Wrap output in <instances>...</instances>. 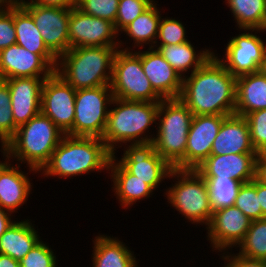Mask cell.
Returning a JSON list of instances; mask_svg holds the SVG:
<instances>
[{"mask_svg":"<svg viewBox=\"0 0 266 267\" xmlns=\"http://www.w3.org/2000/svg\"><path fill=\"white\" fill-rule=\"evenodd\" d=\"M212 57L192 74L183 77L179 99L194 116L232 115L236 105V77Z\"/></svg>","mask_w":266,"mask_h":267,"instance_id":"obj_1","label":"cell"},{"mask_svg":"<svg viewBox=\"0 0 266 267\" xmlns=\"http://www.w3.org/2000/svg\"><path fill=\"white\" fill-rule=\"evenodd\" d=\"M112 156L101 138L64 135L39 173L42 172L44 178L56 176L67 179L93 171L108 172Z\"/></svg>","mask_w":266,"mask_h":267,"instance_id":"obj_2","label":"cell"},{"mask_svg":"<svg viewBox=\"0 0 266 267\" xmlns=\"http://www.w3.org/2000/svg\"><path fill=\"white\" fill-rule=\"evenodd\" d=\"M159 103L113 98L111 106L114 109H109L106 129L101 138L112 154L116 153V148L127 143L153 142L156 134H151L148 129L153 124L157 126Z\"/></svg>","mask_w":266,"mask_h":267,"instance_id":"obj_3","label":"cell"},{"mask_svg":"<svg viewBox=\"0 0 266 267\" xmlns=\"http://www.w3.org/2000/svg\"><path fill=\"white\" fill-rule=\"evenodd\" d=\"M119 46L76 47L57 58L55 73L75 90L110 85Z\"/></svg>","mask_w":266,"mask_h":267,"instance_id":"obj_4","label":"cell"},{"mask_svg":"<svg viewBox=\"0 0 266 267\" xmlns=\"http://www.w3.org/2000/svg\"><path fill=\"white\" fill-rule=\"evenodd\" d=\"M64 134L41 112L16 130L6 144L10 158L16 164L27 163L30 172L36 174L49 162Z\"/></svg>","mask_w":266,"mask_h":267,"instance_id":"obj_5","label":"cell"},{"mask_svg":"<svg viewBox=\"0 0 266 267\" xmlns=\"http://www.w3.org/2000/svg\"><path fill=\"white\" fill-rule=\"evenodd\" d=\"M193 116L179 98L162 99L159 103L153 143L156 153L175 169L185 170V150Z\"/></svg>","mask_w":266,"mask_h":267,"instance_id":"obj_6","label":"cell"},{"mask_svg":"<svg viewBox=\"0 0 266 267\" xmlns=\"http://www.w3.org/2000/svg\"><path fill=\"white\" fill-rule=\"evenodd\" d=\"M175 182L165 189L167 202L190 223L209 225L213 210L206 180L196 170L173 169L169 179Z\"/></svg>","mask_w":266,"mask_h":267,"instance_id":"obj_7","label":"cell"},{"mask_svg":"<svg viewBox=\"0 0 266 267\" xmlns=\"http://www.w3.org/2000/svg\"><path fill=\"white\" fill-rule=\"evenodd\" d=\"M138 50L116 51L110 84L113 97L130 101L160 102L162 98L154 91L144 74L142 52Z\"/></svg>","mask_w":266,"mask_h":267,"instance_id":"obj_8","label":"cell"},{"mask_svg":"<svg viewBox=\"0 0 266 267\" xmlns=\"http://www.w3.org/2000/svg\"><path fill=\"white\" fill-rule=\"evenodd\" d=\"M113 98L110 85L76 90L73 136L102 138Z\"/></svg>","mask_w":266,"mask_h":267,"instance_id":"obj_9","label":"cell"},{"mask_svg":"<svg viewBox=\"0 0 266 267\" xmlns=\"http://www.w3.org/2000/svg\"><path fill=\"white\" fill-rule=\"evenodd\" d=\"M240 30L241 32L243 30L244 33L232 36L224 50V57L218 58L236 78L261 71L266 51V43L259 35H256L260 31L262 33L266 30L245 28Z\"/></svg>","mask_w":266,"mask_h":267,"instance_id":"obj_10","label":"cell"},{"mask_svg":"<svg viewBox=\"0 0 266 267\" xmlns=\"http://www.w3.org/2000/svg\"><path fill=\"white\" fill-rule=\"evenodd\" d=\"M69 49L76 47L119 46L121 50H133L118 37L114 23L71 8L69 16ZM120 40V41H118ZM121 42V43H120ZM123 48H122V46Z\"/></svg>","mask_w":266,"mask_h":267,"instance_id":"obj_11","label":"cell"},{"mask_svg":"<svg viewBox=\"0 0 266 267\" xmlns=\"http://www.w3.org/2000/svg\"><path fill=\"white\" fill-rule=\"evenodd\" d=\"M76 90L55 72L45 79L41 113L49 117L64 135L73 136Z\"/></svg>","mask_w":266,"mask_h":267,"instance_id":"obj_12","label":"cell"},{"mask_svg":"<svg viewBox=\"0 0 266 267\" xmlns=\"http://www.w3.org/2000/svg\"><path fill=\"white\" fill-rule=\"evenodd\" d=\"M122 158L117 161L131 174L156 190L162 181L169 178L174 169L156 153L153 142L130 144L124 148Z\"/></svg>","mask_w":266,"mask_h":267,"instance_id":"obj_13","label":"cell"},{"mask_svg":"<svg viewBox=\"0 0 266 267\" xmlns=\"http://www.w3.org/2000/svg\"><path fill=\"white\" fill-rule=\"evenodd\" d=\"M33 18L44 44L58 58L69 50V16L71 8L20 4Z\"/></svg>","mask_w":266,"mask_h":267,"instance_id":"obj_14","label":"cell"},{"mask_svg":"<svg viewBox=\"0 0 266 267\" xmlns=\"http://www.w3.org/2000/svg\"><path fill=\"white\" fill-rule=\"evenodd\" d=\"M251 221L234 205L214 210L209 225L205 227L212 251H232L244 239Z\"/></svg>","mask_w":266,"mask_h":267,"instance_id":"obj_15","label":"cell"},{"mask_svg":"<svg viewBox=\"0 0 266 267\" xmlns=\"http://www.w3.org/2000/svg\"><path fill=\"white\" fill-rule=\"evenodd\" d=\"M226 115L193 116L185 150V170H195L210 155Z\"/></svg>","mask_w":266,"mask_h":267,"instance_id":"obj_16","label":"cell"},{"mask_svg":"<svg viewBox=\"0 0 266 267\" xmlns=\"http://www.w3.org/2000/svg\"><path fill=\"white\" fill-rule=\"evenodd\" d=\"M48 77L8 78L4 81L9 87L11 109L17 127L27 123L41 112V93Z\"/></svg>","mask_w":266,"mask_h":267,"instance_id":"obj_17","label":"cell"},{"mask_svg":"<svg viewBox=\"0 0 266 267\" xmlns=\"http://www.w3.org/2000/svg\"><path fill=\"white\" fill-rule=\"evenodd\" d=\"M55 70L38 54L18 44L0 51V79L50 77Z\"/></svg>","mask_w":266,"mask_h":267,"instance_id":"obj_18","label":"cell"},{"mask_svg":"<svg viewBox=\"0 0 266 267\" xmlns=\"http://www.w3.org/2000/svg\"><path fill=\"white\" fill-rule=\"evenodd\" d=\"M147 48L142 51V66L152 88L162 99L179 98L183 78L157 49Z\"/></svg>","mask_w":266,"mask_h":267,"instance_id":"obj_19","label":"cell"},{"mask_svg":"<svg viewBox=\"0 0 266 267\" xmlns=\"http://www.w3.org/2000/svg\"><path fill=\"white\" fill-rule=\"evenodd\" d=\"M257 155L245 153L210 155L195 170L202 177L229 178L247 183L255 178Z\"/></svg>","mask_w":266,"mask_h":267,"instance_id":"obj_20","label":"cell"},{"mask_svg":"<svg viewBox=\"0 0 266 267\" xmlns=\"http://www.w3.org/2000/svg\"><path fill=\"white\" fill-rule=\"evenodd\" d=\"M239 153L258 154L252 145L249 125L245 117L232 114L223 120L213 142L211 155Z\"/></svg>","mask_w":266,"mask_h":267,"instance_id":"obj_21","label":"cell"},{"mask_svg":"<svg viewBox=\"0 0 266 267\" xmlns=\"http://www.w3.org/2000/svg\"><path fill=\"white\" fill-rule=\"evenodd\" d=\"M8 163L0 172V208L14 214L27 203L32 183L20 164Z\"/></svg>","mask_w":266,"mask_h":267,"instance_id":"obj_22","label":"cell"},{"mask_svg":"<svg viewBox=\"0 0 266 267\" xmlns=\"http://www.w3.org/2000/svg\"><path fill=\"white\" fill-rule=\"evenodd\" d=\"M108 171L111 172L108 174L113 181L114 196L116 195L123 209H128L136 202H140L139 200L153 195L154 190L147 183L129 173L114 156L110 160Z\"/></svg>","mask_w":266,"mask_h":267,"instance_id":"obj_23","label":"cell"},{"mask_svg":"<svg viewBox=\"0 0 266 267\" xmlns=\"http://www.w3.org/2000/svg\"><path fill=\"white\" fill-rule=\"evenodd\" d=\"M262 109H266V74L258 71L237 77L235 114L245 117Z\"/></svg>","mask_w":266,"mask_h":267,"instance_id":"obj_24","label":"cell"},{"mask_svg":"<svg viewBox=\"0 0 266 267\" xmlns=\"http://www.w3.org/2000/svg\"><path fill=\"white\" fill-rule=\"evenodd\" d=\"M14 27L16 44L40 55L55 70L57 57L44 44L32 16L20 4H14Z\"/></svg>","mask_w":266,"mask_h":267,"instance_id":"obj_25","label":"cell"},{"mask_svg":"<svg viewBox=\"0 0 266 267\" xmlns=\"http://www.w3.org/2000/svg\"><path fill=\"white\" fill-rule=\"evenodd\" d=\"M93 244L92 267H139L134 252L117 237L99 234Z\"/></svg>","mask_w":266,"mask_h":267,"instance_id":"obj_26","label":"cell"},{"mask_svg":"<svg viewBox=\"0 0 266 267\" xmlns=\"http://www.w3.org/2000/svg\"><path fill=\"white\" fill-rule=\"evenodd\" d=\"M153 48L159 51L182 78L189 74L187 72L190 70L192 74L195 70L202 67L214 54L211 48L210 50L206 48L201 49L197 52L191 41L173 45H154Z\"/></svg>","mask_w":266,"mask_h":267,"instance_id":"obj_27","label":"cell"},{"mask_svg":"<svg viewBox=\"0 0 266 267\" xmlns=\"http://www.w3.org/2000/svg\"><path fill=\"white\" fill-rule=\"evenodd\" d=\"M34 226L28 219L14 220L0 237V254L8 255L17 261L22 260L41 240Z\"/></svg>","mask_w":266,"mask_h":267,"instance_id":"obj_28","label":"cell"},{"mask_svg":"<svg viewBox=\"0 0 266 267\" xmlns=\"http://www.w3.org/2000/svg\"><path fill=\"white\" fill-rule=\"evenodd\" d=\"M157 3H153L149 8H147L142 14L134 19L122 32L126 34L129 40H133L134 46L132 48L141 49L143 46L149 45L154 47L159 22L161 19V11L157 7Z\"/></svg>","mask_w":266,"mask_h":267,"instance_id":"obj_29","label":"cell"},{"mask_svg":"<svg viewBox=\"0 0 266 267\" xmlns=\"http://www.w3.org/2000/svg\"><path fill=\"white\" fill-rule=\"evenodd\" d=\"M238 29L266 30V0H225Z\"/></svg>","mask_w":266,"mask_h":267,"instance_id":"obj_30","label":"cell"},{"mask_svg":"<svg viewBox=\"0 0 266 267\" xmlns=\"http://www.w3.org/2000/svg\"><path fill=\"white\" fill-rule=\"evenodd\" d=\"M237 254L266 261V217L252 220L244 239L238 244Z\"/></svg>","mask_w":266,"mask_h":267,"instance_id":"obj_31","label":"cell"},{"mask_svg":"<svg viewBox=\"0 0 266 267\" xmlns=\"http://www.w3.org/2000/svg\"><path fill=\"white\" fill-rule=\"evenodd\" d=\"M208 185L212 210L233 206L242 183L236 179L203 177Z\"/></svg>","mask_w":266,"mask_h":267,"instance_id":"obj_32","label":"cell"},{"mask_svg":"<svg viewBox=\"0 0 266 267\" xmlns=\"http://www.w3.org/2000/svg\"><path fill=\"white\" fill-rule=\"evenodd\" d=\"M234 206L239 208L251 220L263 218L259 196L257 195V180L242 183L239 188Z\"/></svg>","mask_w":266,"mask_h":267,"instance_id":"obj_33","label":"cell"},{"mask_svg":"<svg viewBox=\"0 0 266 267\" xmlns=\"http://www.w3.org/2000/svg\"><path fill=\"white\" fill-rule=\"evenodd\" d=\"M18 127L14 123L11 96L7 83L0 79V143L6 145Z\"/></svg>","mask_w":266,"mask_h":267,"instance_id":"obj_34","label":"cell"},{"mask_svg":"<svg viewBox=\"0 0 266 267\" xmlns=\"http://www.w3.org/2000/svg\"><path fill=\"white\" fill-rule=\"evenodd\" d=\"M155 0H119L114 27L117 33L122 31L140 14L149 8ZM121 32V33H120Z\"/></svg>","mask_w":266,"mask_h":267,"instance_id":"obj_35","label":"cell"},{"mask_svg":"<svg viewBox=\"0 0 266 267\" xmlns=\"http://www.w3.org/2000/svg\"><path fill=\"white\" fill-rule=\"evenodd\" d=\"M186 34L185 27L180 20L172 17H161L155 45H173L187 42L189 39Z\"/></svg>","mask_w":266,"mask_h":267,"instance_id":"obj_36","label":"cell"},{"mask_svg":"<svg viewBox=\"0 0 266 267\" xmlns=\"http://www.w3.org/2000/svg\"><path fill=\"white\" fill-rule=\"evenodd\" d=\"M119 0H76V7L91 16L115 23Z\"/></svg>","mask_w":266,"mask_h":267,"instance_id":"obj_37","label":"cell"},{"mask_svg":"<svg viewBox=\"0 0 266 267\" xmlns=\"http://www.w3.org/2000/svg\"><path fill=\"white\" fill-rule=\"evenodd\" d=\"M48 243L40 240L27 254L20 260V267H57V258L53 249Z\"/></svg>","mask_w":266,"mask_h":267,"instance_id":"obj_38","label":"cell"},{"mask_svg":"<svg viewBox=\"0 0 266 267\" xmlns=\"http://www.w3.org/2000/svg\"><path fill=\"white\" fill-rule=\"evenodd\" d=\"M245 119L254 149L257 153L266 152V109L249 113Z\"/></svg>","mask_w":266,"mask_h":267,"instance_id":"obj_39","label":"cell"},{"mask_svg":"<svg viewBox=\"0 0 266 267\" xmlns=\"http://www.w3.org/2000/svg\"><path fill=\"white\" fill-rule=\"evenodd\" d=\"M16 44L14 5L0 7V51Z\"/></svg>","mask_w":266,"mask_h":267,"instance_id":"obj_40","label":"cell"},{"mask_svg":"<svg viewBox=\"0 0 266 267\" xmlns=\"http://www.w3.org/2000/svg\"><path fill=\"white\" fill-rule=\"evenodd\" d=\"M231 253V254H230ZM222 259L224 261L223 267H266L265 260H256L243 257L236 253V255L232 252H223Z\"/></svg>","mask_w":266,"mask_h":267,"instance_id":"obj_41","label":"cell"},{"mask_svg":"<svg viewBox=\"0 0 266 267\" xmlns=\"http://www.w3.org/2000/svg\"><path fill=\"white\" fill-rule=\"evenodd\" d=\"M24 3H34L43 6L60 8H74L76 6V0H27Z\"/></svg>","mask_w":266,"mask_h":267,"instance_id":"obj_42","label":"cell"},{"mask_svg":"<svg viewBox=\"0 0 266 267\" xmlns=\"http://www.w3.org/2000/svg\"><path fill=\"white\" fill-rule=\"evenodd\" d=\"M255 179L266 183V152H260L256 158Z\"/></svg>","mask_w":266,"mask_h":267,"instance_id":"obj_43","label":"cell"},{"mask_svg":"<svg viewBox=\"0 0 266 267\" xmlns=\"http://www.w3.org/2000/svg\"><path fill=\"white\" fill-rule=\"evenodd\" d=\"M12 213L0 208V237L5 233V231L14 222L11 217Z\"/></svg>","mask_w":266,"mask_h":267,"instance_id":"obj_44","label":"cell"},{"mask_svg":"<svg viewBox=\"0 0 266 267\" xmlns=\"http://www.w3.org/2000/svg\"><path fill=\"white\" fill-rule=\"evenodd\" d=\"M257 195L259 196L263 218L266 217V183L257 180Z\"/></svg>","mask_w":266,"mask_h":267,"instance_id":"obj_45","label":"cell"},{"mask_svg":"<svg viewBox=\"0 0 266 267\" xmlns=\"http://www.w3.org/2000/svg\"><path fill=\"white\" fill-rule=\"evenodd\" d=\"M0 267H20V262L8 255L0 254Z\"/></svg>","mask_w":266,"mask_h":267,"instance_id":"obj_46","label":"cell"},{"mask_svg":"<svg viewBox=\"0 0 266 267\" xmlns=\"http://www.w3.org/2000/svg\"><path fill=\"white\" fill-rule=\"evenodd\" d=\"M1 147V153H3L2 155H3V157H5L4 159H5V161L3 162H1L0 161V172H1V170L10 162V161H12L11 160V158H10V155H9V151H8V149H7V147H6V145H1L0 146Z\"/></svg>","mask_w":266,"mask_h":267,"instance_id":"obj_47","label":"cell"},{"mask_svg":"<svg viewBox=\"0 0 266 267\" xmlns=\"http://www.w3.org/2000/svg\"><path fill=\"white\" fill-rule=\"evenodd\" d=\"M7 5L22 4L25 0H3Z\"/></svg>","mask_w":266,"mask_h":267,"instance_id":"obj_48","label":"cell"},{"mask_svg":"<svg viewBox=\"0 0 266 267\" xmlns=\"http://www.w3.org/2000/svg\"><path fill=\"white\" fill-rule=\"evenodd\" d=\"M261 71L266 74V51H265V57L263 61V65L261 66Z\"/></svg>","mask_w":266,"mask_h":267,"instance_id":"obj_49","label":"cell"},{"mask_svg":"<svg viewBox=\"0 0 266 267\" xmlns=\"http://www.w3.org/2000/svg\"><path fill=\"white\" fill-rule=\"evenodd\" d=\"M6 5L7 4L3 0H0V7L6 6Z\"/></svg>","mask_w":266,"mask_h":267,"instance_id":"obj_50","label":"cell"}]
</instances>
